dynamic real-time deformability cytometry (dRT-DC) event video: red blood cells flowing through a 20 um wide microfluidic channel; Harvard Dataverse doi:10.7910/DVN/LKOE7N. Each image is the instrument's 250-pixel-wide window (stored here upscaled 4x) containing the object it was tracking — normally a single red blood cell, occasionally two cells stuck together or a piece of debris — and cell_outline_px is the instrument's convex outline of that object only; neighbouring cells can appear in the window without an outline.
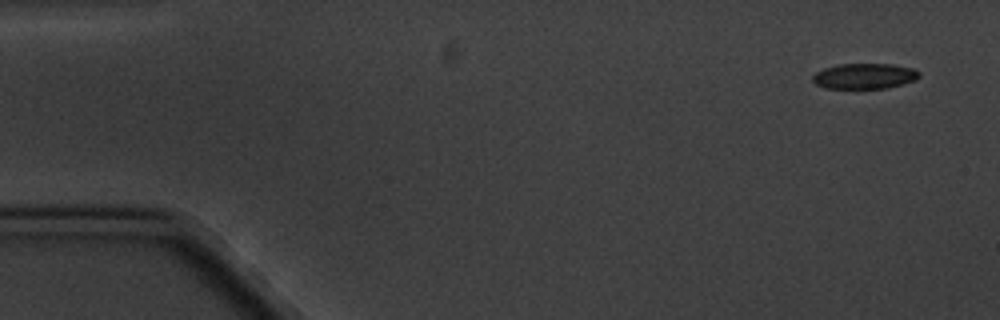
{"species": "common noctule bat (a hibernating species)", "species_latin": "Nyctalus noctula", "temperature_condition": "cold", "stored_images_in_passage": 5, "camera_frame_rate_fps": 3000, "um_per_image_px": 0.085, "animal": {"sex": "male", "body_mass_g": 20.1, "forearm_length_mm": 53.5}, "frame": {"image": 1, "passage_image": 1, "time_ms": 0.0, "image_size_px": [1000, 320], "cell_outline_px": [[920, 76], [916, 80], [904, 84], [888, 88], [824, 88], [816, 84], [812, 80], [812, 76], [816, 72], [824, 68], [836, 64], [892, 64], [912, 68], [920, 72]], "centroid_in_image_um": [73.49, 6.47], "position_along_channel_um": 11.5, "area_um2": 15.95}}
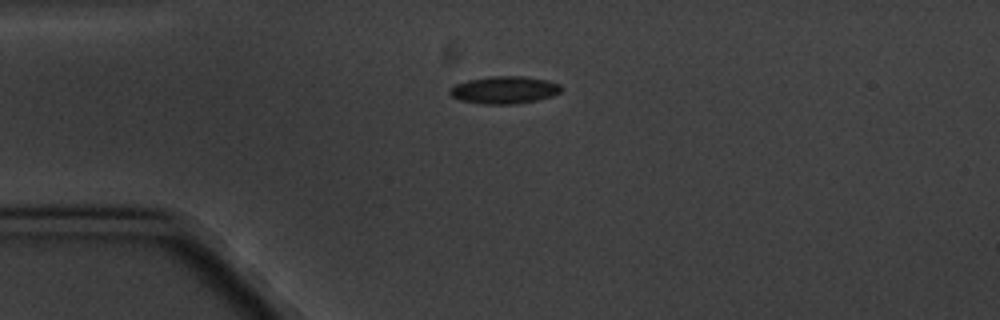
{"frame": {"image": 2, "passage_image": 4, "time_ms": 3.667, "image_size_px": [1000, 320], "cell_outline_px": [[560, 92], [552, 96], [536, 100], [516, 104], [484, 104], [460, 100], [452, 96], [448, 92], [456, 84], [468, 80], [488, 76], [524, 76], [548, 80], [560, 84]], "centroid_in_image_um": [42.87, 7.64], "position_along_channel_um": 42.1, "area_um2": 17.74}}